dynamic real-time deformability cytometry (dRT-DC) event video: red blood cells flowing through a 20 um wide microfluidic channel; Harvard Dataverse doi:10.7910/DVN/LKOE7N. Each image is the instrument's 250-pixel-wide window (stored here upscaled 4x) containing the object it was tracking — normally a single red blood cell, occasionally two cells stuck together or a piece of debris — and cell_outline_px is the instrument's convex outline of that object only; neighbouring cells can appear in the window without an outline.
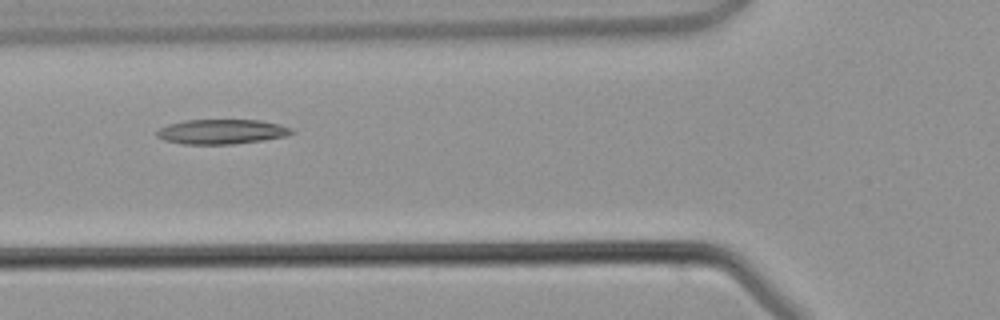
{"species": "common noctule bat (a hibernating species)", "species_latin": "Nyctalus noctula", "temperature_condition": "warm", "stored_images_in_passage": 4, "camera_frame_rate_fps": 3000, "um_per_image_px": 0.085, "animal": {"sex": "male", "body_mass_g": 21.5, "forearm_length_mm": 52.0}, "frame": {"image": 1, "passage_image": 4, "time_ms": 4.333, "image_size_px": [1000, 320], "cell_outline_px": [[296, 132], [284, 136], [260, 140], [232, 144], [184, 144], [164, 140], [156, 136], [156, 132], [160, 128], [168, 124], [184, 120], [260, 120], [280, 124], [292, 128]], "centroid_in_image_um": [18.83, 11.18], "position_along_channel_um": 107.0, "area_um2": 19.36}}